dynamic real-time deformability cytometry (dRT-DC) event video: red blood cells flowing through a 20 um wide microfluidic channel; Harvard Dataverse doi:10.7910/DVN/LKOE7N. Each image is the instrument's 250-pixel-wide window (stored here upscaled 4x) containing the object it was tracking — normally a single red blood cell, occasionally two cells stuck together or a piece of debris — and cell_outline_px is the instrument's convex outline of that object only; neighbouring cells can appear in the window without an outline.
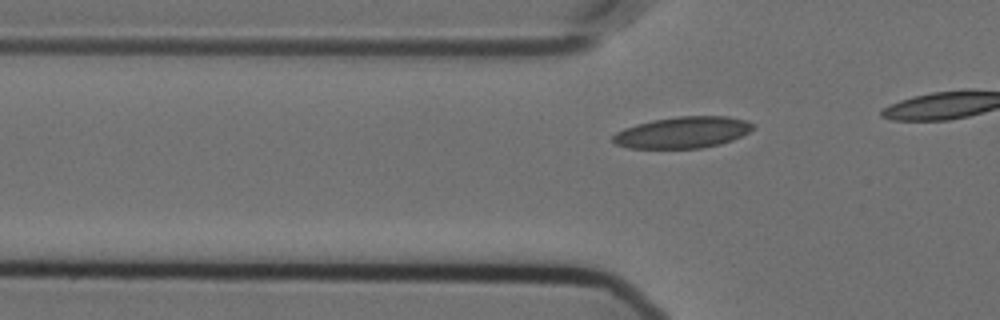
{"species": "Egyptian fruit bat (a non-hibernating species)", "species_latin": "Rousettus aegyptiacus", "temperature_condition": "cold", "stored_images_in_passage": 14, "camera_frame_rate_fps": 3000, "um_per_image_px": 0.085, "animal": {"sex": "female"}, "frame": {"image": 1, "passage_image": 8, "time_ms": 2.333, "image_size_px": [1000, 320], "cell_outline_px": [[756, 128], [732, 140], [720, 144], [700, 148], [628, 148], [616, 144], [612, 140], [612, 136], [616, 132], [624, 128], [636, 124], [652, 120], [680, 116], [728, 116], [748, 120], [756, 124]], "centroid_in_image_um": [58.06, 11.24], "position_along_channel_um": 67.7, "area_um2": 25.78}}
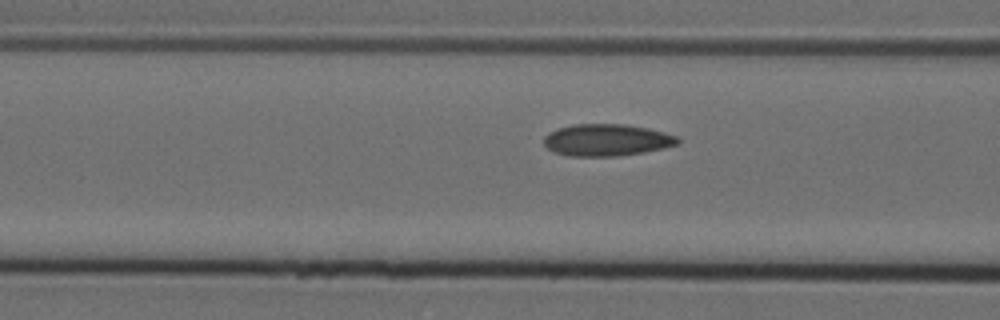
{"frame": {"image": 2, "passage_image": 12, "time_ms": 3.667, "image_size_px": [1000, 320], "cell_outline_px": [[680, 144], [664, 148], [644, 152], [616, 156], [568, 156], [552, 152], [544, 144], [544, 136], [548, 132], [572, 124], [624, 124], [648, 128], [664, 132], [676, 136], [680, 140]], "centroid_in_image_um": [51.56, 11.9], "position_along_channel_um": 115.0, "area_um2": 25.03}}